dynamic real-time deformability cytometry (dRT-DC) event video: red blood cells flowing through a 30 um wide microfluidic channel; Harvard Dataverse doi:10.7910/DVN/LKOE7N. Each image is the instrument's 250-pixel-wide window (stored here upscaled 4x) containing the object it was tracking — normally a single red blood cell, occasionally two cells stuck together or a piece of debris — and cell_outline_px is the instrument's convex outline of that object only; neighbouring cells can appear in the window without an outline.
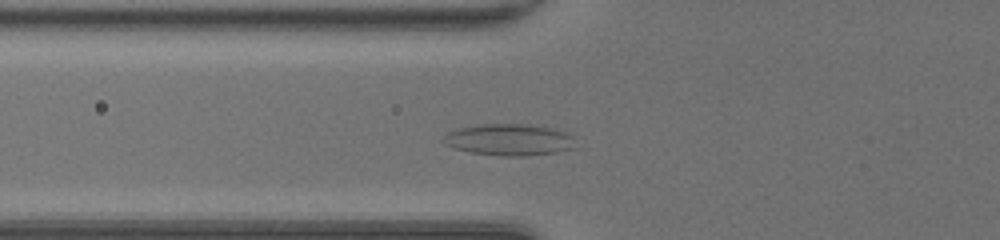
{"species": "common noctule bat (a hibernating species)", "species_latin": "Nyctalus noctula", "temperature_condition": "room temperature", "stored_images_in_passage": 41, "camera_frame_rate_fps": 3000, "um_per_image_px": 0.085, "animal": {"sex": "female", "body_mass_g": 20.0, "forearm_length_mm": 54.0}, "frame": {"image": 1, "passage_image": 11, "time_ms": 3.333, "image_size_px": [1000, 240], "cell_outline_px": [[572, 148], [556, 152], [528, 156], [500, 156], [472, 152], [452, 148], [444, 144], [440, 140], [448, 132], [460, 128], [484, 124], [520, 124], [552, 128], [564, 132], [572, 136]], "centroid_in_image_um": [43.21, 11.89], "position_along_channel_um": 82.6, "area_um2": 24.04}}
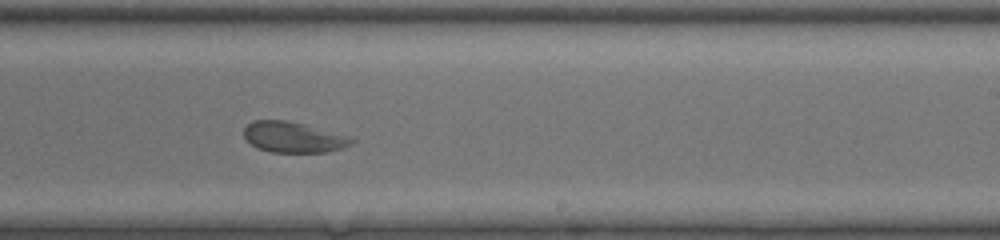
{"frame": {"image": 2, "passage_image": 24, "time_ms": 7.667, "image_size_px": [1000, 240], "cell_outline_px": [[356, 140], [352, 144], [340, 148], [324, 152], [272, 152], [256, 148], [244, 140], [244, 128], [252, 120], [284, 120], [304, 124], [348, 136]], "centroid_in_image_um": [24.87, 11.66], "position_along_channel_um": 264.1, "area_um2": 19.19}}
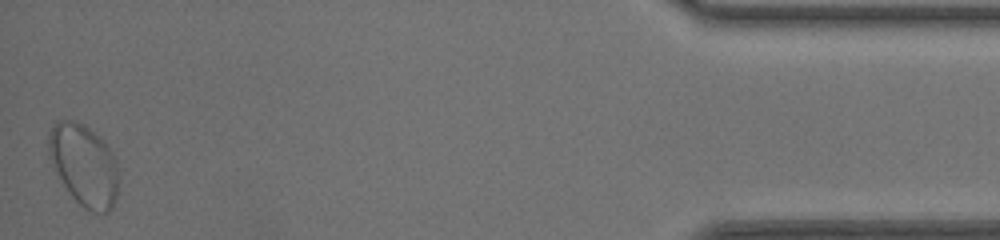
{"frame": {"image": 3, "passage_image": 41, "time_ms": 13.333, "image_size_px": [1000, 240], "cell_outline_px": [[116, 200], [112, 208], [108, 212], [92, 212], [84, 208], [72, 196], [64, 184], [48, 156], [48, 132], [52, 124], [56, 120], [72, 120], [84, 124], [100, 136], [112, 152], [116, 160]], "centroid_in_image_um": [7.11, 13.98], "position_along_channel_um": 428.1, "area_um2": 33.06}, "authors_computed_cell_mechanics": {"area_um2": 22.3686, "velocity_mm_per_s": 4.1799, "shape_relaxation_time_tau1_ms": null, "shape_relaxation_time_tau2_ms": 1.1504, "deformation_change_tau1": null, "deformation_change_tau2": 0.0437}}